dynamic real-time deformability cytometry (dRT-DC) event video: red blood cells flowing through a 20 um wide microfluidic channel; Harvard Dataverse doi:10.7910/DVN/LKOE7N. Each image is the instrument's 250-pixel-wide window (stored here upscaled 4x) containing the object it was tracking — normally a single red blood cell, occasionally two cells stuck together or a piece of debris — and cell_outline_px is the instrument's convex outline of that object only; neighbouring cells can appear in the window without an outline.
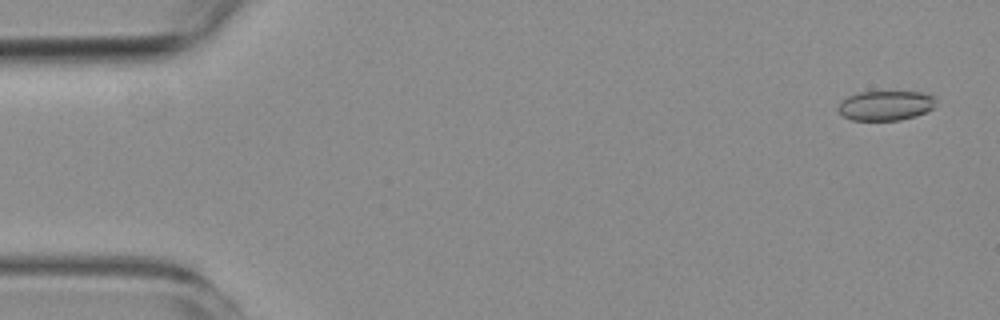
{"species": "common noctule bat (a hibernating species)", "species_latin": "Nyctalus noctula", "temperature_condition": "room temperature", "stored_images_in_passage": 5, "camera_frame_rate_fps": 3000, "um_per_image_px": 0.085, "animal": {"sex": "female", "body_mass_g": 19.3, "forearm_length_mm": 54.1}, "frame": {"image": 1, "passage_image": 1, "time_ms": 0.0, "image_size_px": [1000, 320], "cell_outline_px": [[936, 104], [932, 108], [916, 116], [900, 120], [852, 120], [844, 116], [836, 108], [848, 96], [856, 92], [924, 92], [936, 96]], "centroid_in_image_um": [75.31, 8.96], "position_along_channel_um": 9.7, "area_um2": 16.94}}
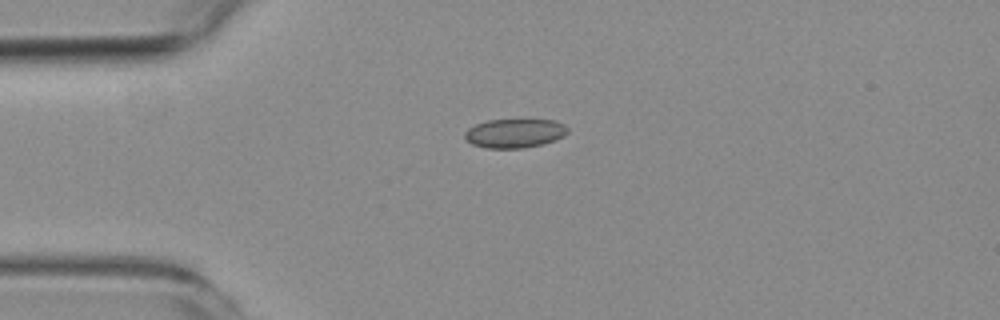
{"frame": {"image": 2, "passage_image": 4, "time_ms": 3.667, "image_size_px": [1000, 320], "cell_outline_px": [[568, 132], [564, 136], [556, 140], [544, 144], [520, 148], [488, 148], [472, 144], [464, 140], [464, 132], [468, 128], [476, 124], [488, 120], [556, 120], [564, 124], [568, 128]], "centroid_in_image_um": [43.75, 11.33], "position_along_channel_um": 41.3, "area_um2": 17.51}}